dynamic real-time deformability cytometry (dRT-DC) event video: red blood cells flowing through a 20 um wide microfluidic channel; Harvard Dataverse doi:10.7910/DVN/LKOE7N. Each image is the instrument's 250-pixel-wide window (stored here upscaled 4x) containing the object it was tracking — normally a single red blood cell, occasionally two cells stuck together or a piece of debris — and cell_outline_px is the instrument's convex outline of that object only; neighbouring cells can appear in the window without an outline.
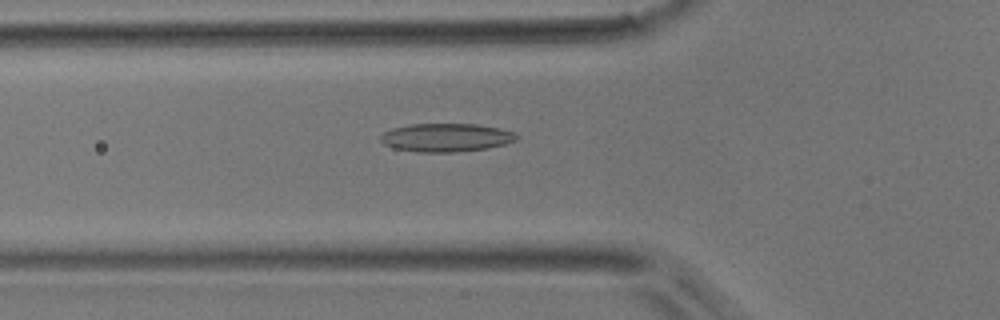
{"species": "common noctule bat (a hibernating species)", "species_latin": "Nyctalus noctula", "temperature_condition": "room temperature", "stored_images_in_passage": 50, "camera_frame_rate_fps": 3000, "um_per_image_px": 0.085, "animal": {"sex": "male", "body_mass_g": 17.9}, "frame": {"image": 1, "passage_image": 17, "time_ms": 5.333, "image_size_px": [1000, 320], "cell_outline_px": [[520, 136], [516, 140], [504, 144], [488, 148], [452, 152], [416, 152], [392, 148], [384, 144], [380, 140], [380, 136], [384, 132], [392, 128], [408, 124], [476, 124], [516, 132]], "centroid_in_image_um": [37.89, 11.69], "position_along_channel_um": 87.9, "area_um2": 22.54}}
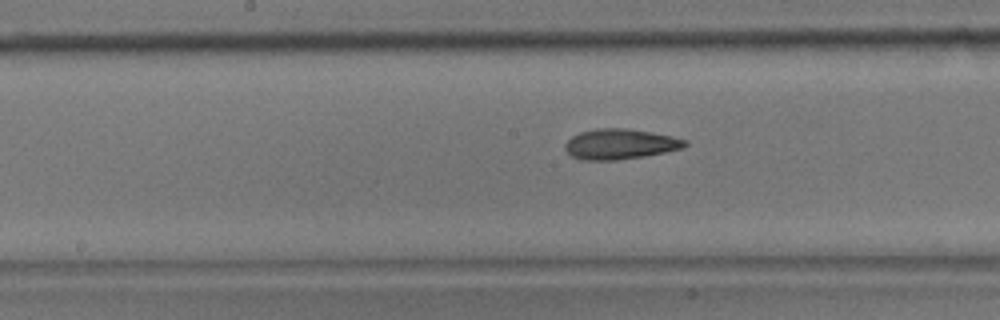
{"frame": {"image": 2, "passage_image": 25, "time_ms": 8.0, "image_size_px": [1000, 320], "cell_outline_px": [[688, 144], [684, 148], [644, 156], [616, 160], [580, 160], [572, 156], [564, 148], [564, 144], [572, 136], [580, 132], [596, 128], [624, 128], [652, 132], [672, 136], [688, 140]], "centroid_in_image_um": [52.71, 12.24], "position_along_channel_um": 195.5, "area_um2": 21.27}}
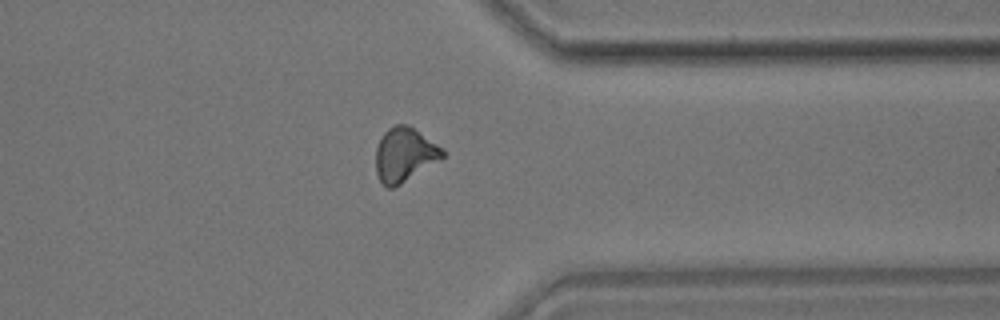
{"frame": {"image": 3, "passage_image": 39, "time_ms": 12.667, "image_size_px": [1000, 320], "cell_outline_px": [[444, 156], [400, 184], [392, 188], [384, 188], [376, 172], [376, 148], [384, 132], [388, 128], [396, 124], [408, 124], [440, 148], [444, 152]], "centroid_in_image_um": [34.32, 13.15], "position_along_channel_um": 377.1, "area_um2": 20.4}}